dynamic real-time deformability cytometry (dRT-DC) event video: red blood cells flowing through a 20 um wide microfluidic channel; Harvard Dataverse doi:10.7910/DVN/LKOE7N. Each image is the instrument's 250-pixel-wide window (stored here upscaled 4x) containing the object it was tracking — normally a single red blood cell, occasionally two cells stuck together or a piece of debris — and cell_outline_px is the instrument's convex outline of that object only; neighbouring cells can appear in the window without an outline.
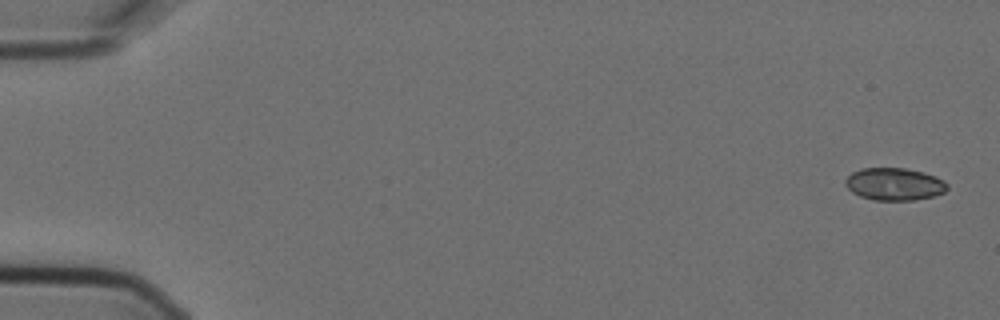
{"species": "Egyptian fruit bat (a non-hibernating species)", "species_latin": "Rousettus aegyptiacus", "temperature_condition": "cold", "stored_images_in_passage": 5, "camera_frame_rate_fps": 3000, "um_per_image_px": 0.085, "animal": {"sex": "female"}, "frame": {"image": 1, "passage_image": 1, "time_ms": 0.0, "image_size_px": [1000, 320], "cell_outline_px": [[948, 188], [944, 192], [932, 196], [916, 200], [872, 200], [860, 196], [852, 192], [844, 184], [844, 180], [852, 172], [864, 168], [904, 168], [924, 172], [936, 176], [944, 180], [948, 184]], "centroid_in_image_um": [76.02, 15.65], "position_along_channel_um": 9.0, "area_um2": 19.36}}
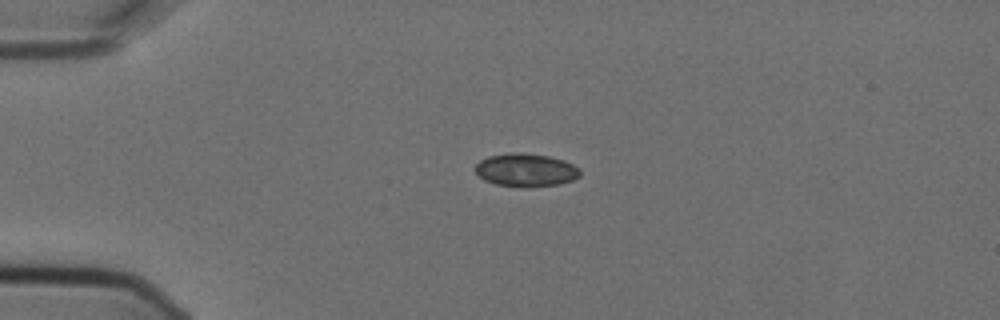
{"frame": {"image": 2, "passage_image": 4, "time_ms": 1.0, "image_size_px": [1000, 320], "cell_outline_px": [[580, 176], [572, 180], [560, 184], [520, 188], [496, 184], [484, 180], [472, 168], [480, 160], [488, 156], [512, 152], [524, 152], [548, 156], [564, 160], [580, 168]], "centroid_in_image_um": [44.68, 14.45], "position_along_channel_um": 40.3, "area_um2": 20.52}}